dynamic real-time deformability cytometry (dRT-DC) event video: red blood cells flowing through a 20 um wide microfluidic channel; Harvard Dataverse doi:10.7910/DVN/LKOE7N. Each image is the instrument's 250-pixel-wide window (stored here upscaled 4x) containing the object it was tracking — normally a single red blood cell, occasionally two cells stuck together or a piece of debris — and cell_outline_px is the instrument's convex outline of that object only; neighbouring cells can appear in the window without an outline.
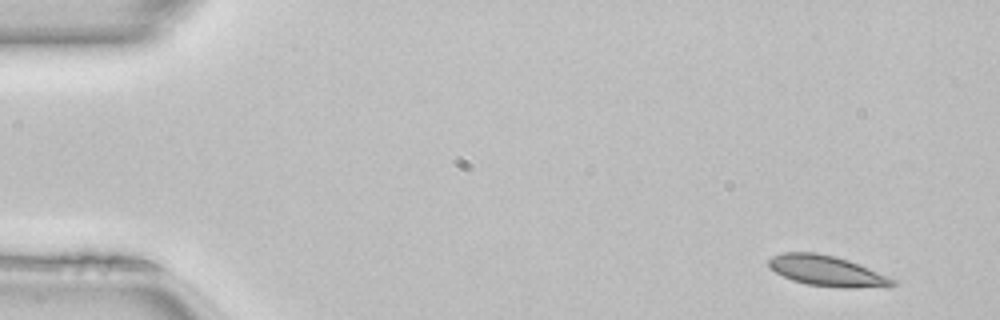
{"species": "common noctule bat (a hibernating species)", "species_latin": "Nyctalus noctula", "temperature_condition": "room temperature", "stored_images_in_passage": 48, "camera_frame_rate_fps": 3000, "um_per_image_px": 0.085, "animal": {"sex": "female", "body_mass_g": 22.7, "forearm_length_mm": 54.2}, "frame": {"image": 1, "passage_image": 1, "time_ms": 0.0, "image_size_px": [1000, 320], "cell_outline_px": [[900, 284], [888, 288], [840, 288], [808, 284], [792, 280], [768, 268], [768, 260], [772, 256], [784, 252], [816, 252], [836, 256], [848, 260], [888, 276], [896, 280]], "centroid_in_image_um": [70.35, 23.04], "position_along_channel_um": 14.6, "area_um2": 22.43}}
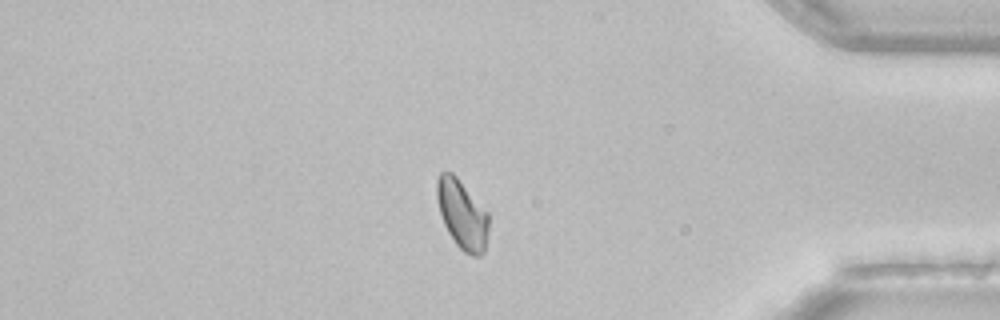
{"frame": {"image": 2, "passage_image": 40, "time_ms": 13.0, "image_size_px": [1000, 320], "cell_outline_px": [[488, 232], [484, 252], [480, 256], [472, 256], [464, 252], [456, 244], [448, 232], [444, 224], [440, 212], [436, 196], [436, 180], [440, 172], [452, 172], [456, 176], [488, 212]], "centroid_in_image_um": [39.28, 18.22], "position_along_channel_um": 395.9, "area_um2": 20.81}}